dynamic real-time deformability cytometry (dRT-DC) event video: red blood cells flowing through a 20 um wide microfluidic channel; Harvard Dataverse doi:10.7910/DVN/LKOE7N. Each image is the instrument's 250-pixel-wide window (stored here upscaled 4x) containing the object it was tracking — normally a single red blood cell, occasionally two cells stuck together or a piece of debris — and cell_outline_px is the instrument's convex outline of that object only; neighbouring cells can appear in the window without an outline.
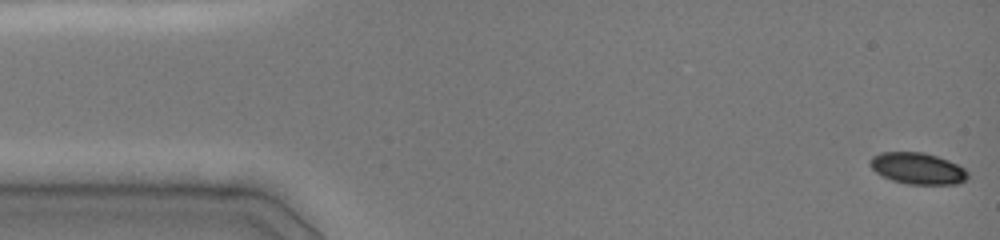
{"species": "common noctule bat (a hibernating species)", "species_latin": "Nyctalus noctula", "temperature_condition": "cold", "stored_images_in_passage": 48, "camera_frame_rate_fps": 3000, "um_per_image_px": 0.085, "animal": {"sex": "female", "body_mass_g": 19.0, "forearm_length_mm": 51.5}, "frame": {"image": 1, "passage_image": 1, "time_ms": 0.0, "image_size_px": [1000, 240], "cell_outline_px": [[968, 176], [960, 184], [908, 184], [892, 180], [876, 172], [868, 164], [868, 160], [872, 156], [880, 152], [924, 152], [948, 160], [964, 168], [968, 172]], "centroid_in_image_um": [77.98, 14.31], "position_along_channel_um": 7.0, "area_um2": 17.92}}
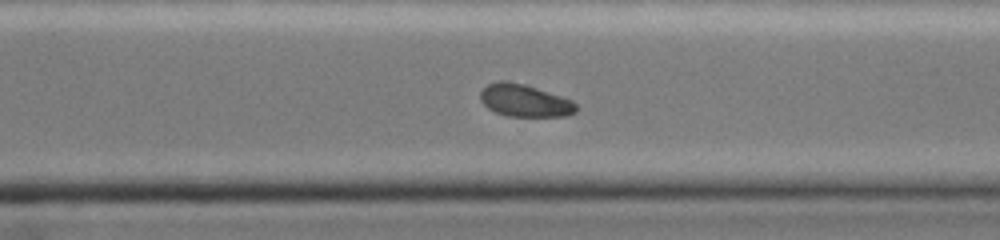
{"frame": {"image": 2, "passage_image": 34, "time_ms": 11.0, "image_size_px": [1000, 240], "cell_outline_px": [[576, 112], [568, 116], [508, 116], [496, 112], [488, 108], [480, 100], [480, 92], [488, 84], [500, 80], [508, 80], [524, 84], [572, 100], [576, 104]], "centroid_in_image_um": [44.58, 8.55], "position_along_channel_um": 326.0, "area_um2": 17.98}}
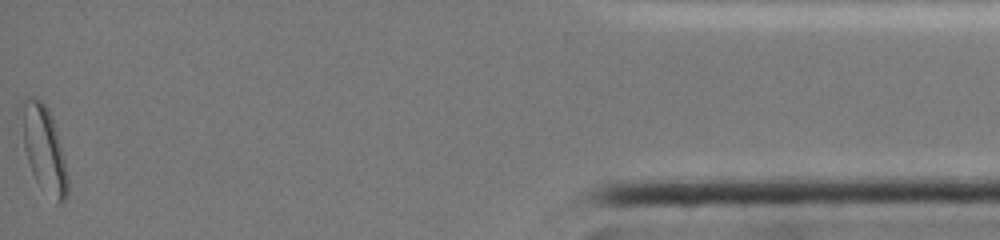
{"frame": {"image": 3, "passage_image": 48, "time_ms": 15.667, "image_size_px": [1000, 240], "cell_outline_px": [[68, 196], [60, 204], [56, 204], [40, 188], [32, 172], [24, 148], [16, 116], [16, 108], [24, 96], [36, 96], [48, 108], [60, 144], [68, 176]], "centroid_in_image_um": [3.64, 12.58], "position_along_channel_um": 431.6, "area_um2": 24.16}, "authors_computed_cell_mechanics": {"area_um2": 19.3341, "velocity_mm_per_s": 3.9966, "shape_relaxation_time_tau1_ms": 2.2712, "shape_relaxation_time_tau2_ms": null, "deformation_change_tau1": 0.0729, "deformation_change_tau2": null}}